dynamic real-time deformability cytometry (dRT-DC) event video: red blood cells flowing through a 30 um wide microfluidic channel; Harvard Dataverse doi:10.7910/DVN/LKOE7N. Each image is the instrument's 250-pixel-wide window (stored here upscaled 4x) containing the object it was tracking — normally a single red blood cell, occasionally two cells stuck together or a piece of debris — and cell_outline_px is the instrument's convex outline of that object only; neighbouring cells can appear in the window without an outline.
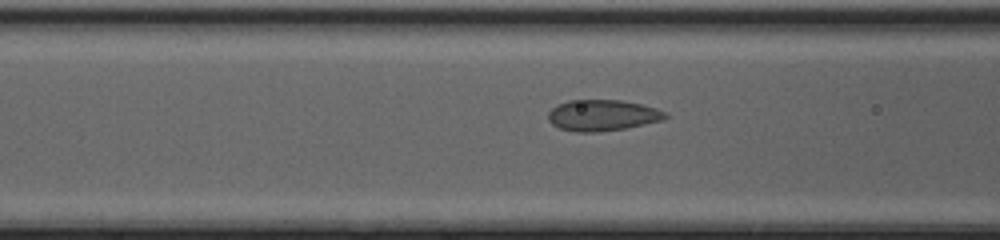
{"species": "common noctule bat (a hibernating species)", "species_latin": "Nyctalus noctula", "temperature_condition": "cold", "stored_images_in_passage": 35, "camera_frame_rate_fps": 3000, "um_per_image_px": 0.085, "animal": {"sex": "female", "body_mass_g": 20.0, "forearm_length_mm": 54.0}, "frame": {"image": 1, "passage_image": 11, "time_ms": 3.333, "image_size_px": [1000, 240], "cell_outline_px": [[668, 116], [664, 120], [624, 128], [596, 132], [576, 132], [560, 128], [552, 124], [548, 120], [548, 112], [552, 108], [568, 100], [620, 100], [640, 104], [656, 108], [668, 112]], "centroid_in_image_um": [51.22, 9.8], "position_along_channel_um": 115.4, "area_um2": 21.15}}
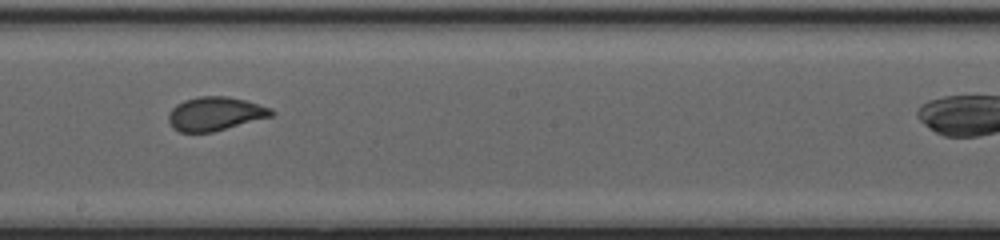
{"frame": {"image": 2, "passage_image": 19, "time_ms": 6.0, "image_size_px": [1000, 240], "cell_outline_px": [[276, 112], [272, 116], [212, 132], [180, 132], [172, 128], [168, 120], [168, 112], [176, 104], [184, 100], [200, 96], [228, 96], [244, 100], [272, 108]], "centroid_in_image_um": [18.27, 9.66], "position_along_channel_um": 229.9, "area_um2": 20.23}}
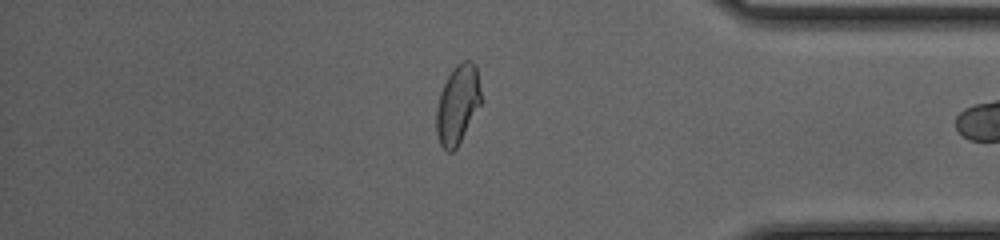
{"frame": {"image": 3, "passage_image": 32, "time_ms": 10.333, "image_size_px": [1000, 240], "cell_outline_px": [[484, 100], [456, 148], [452, 152], [448, 152], [440, 144], [436, 132], [436, 108], [440, 92], [448, 76], [456, 64], [460, 60], [472, 60], [476, 64]], "centroid_in_image_um": [38.94, 8.83], "position_along_channel_um": 396.3, "area_um2": 21.04}, "authors_computed_cell_mechanics": {"area_um2": 20.6346, "velocity_mm_per_s": 4.2891, "shape_relaxation_time_tau1_ms": 9.5652, "shape_relaxation_time_tau2_ms": null, "deformation_change_tau1": 0.2184, "deformation_change_tau2": null}}